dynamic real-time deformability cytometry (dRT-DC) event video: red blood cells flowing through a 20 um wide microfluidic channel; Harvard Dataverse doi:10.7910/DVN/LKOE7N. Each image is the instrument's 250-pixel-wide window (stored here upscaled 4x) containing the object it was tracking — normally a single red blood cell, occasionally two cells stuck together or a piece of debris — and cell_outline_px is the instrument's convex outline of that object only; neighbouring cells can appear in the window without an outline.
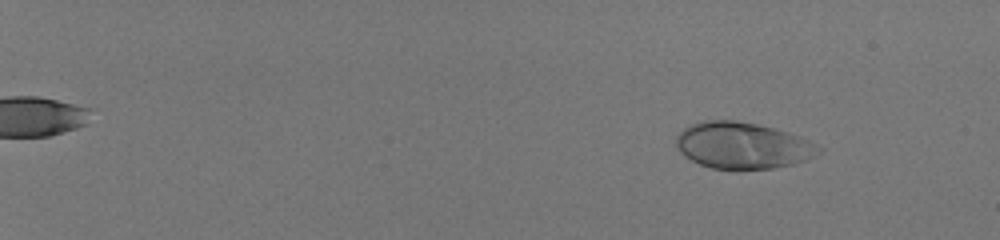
{"species": "human", "species_latin": "Homo sapiens", "temperature_condition": "room temperature", "stored_images_in_passage": 57, "camera_frame_rate_fps": 3000, "um_per_image_px": 0.085, "donor": {"sex": "male"}, "frame": {"image": 1, "passage_image": 9, "time_ms": 2.667, "image_size_px": [1000, 240], "cell_outline_px": [[824, 148], [820, 152], [804, 160], [792, 164], [772, 168], [740, 172], [736, 172], [712, 168], [700, 164], [684, 156], [676, 148], [676, 136], [684, 128], [692, 124], [704, 120], [736, 120], [756, 124], [788, 132], [800, 136]], "centroid_in_image_um": [63.1, 12.4], "position_along_channel_um": 21.9, "area_um2": 39.13}}
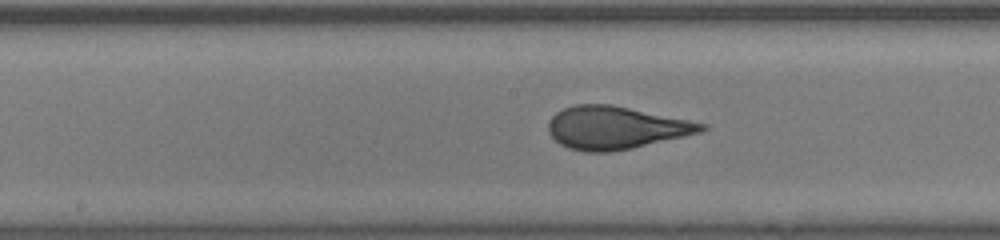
{"frame": {"image": 2, "passage_image": 36, "time_ms": 11.667, "image_size_px": [1000, 240], "cell_outline_px": [[708, 128], [700, 132], [684, 136], [632, 148], [612, 152], [584, 152], [568, 148], [560, 144], [548, 132], [548, 124], [552, 116], [556, 112], [564, 108], [576, 104], [612, 104], [708, 124]], "centroid_in_image_um": [52.31, 10.85], "position_along_channel_um": 195.9, "area_um2": 38.09}}
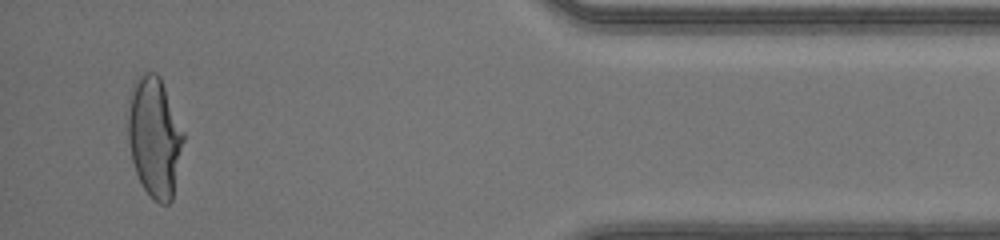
{"frame": {"image": 3, "passage_image": 55, "time_ms": 18.0, "image_size_px": [1000, 240], "cell_outline_px": [[184, 140], [172, 200], [168, 204], [160, 204], [144, 188], [136, 172], [132, 160], [128, 140], [128, 116], [132, 84], [144, 72], [156, 72], [160, 76], [184, 132]], "centroid_in_image_um": [13.14, 11.63], "position_along_channel_um": 422.1, "area_um2": 38.49}, "authors_computed_cell_mechanics": {"area_um2": 37.9746, "velocity_mm_per_s": 4.1637, "shape_relaxation_time_tau1_ms": 5.1974, "shape_relaxation_time_tau2_ms": null, "deformation_change_tau1": 0.2217, "deformation_change_tau2": null}}